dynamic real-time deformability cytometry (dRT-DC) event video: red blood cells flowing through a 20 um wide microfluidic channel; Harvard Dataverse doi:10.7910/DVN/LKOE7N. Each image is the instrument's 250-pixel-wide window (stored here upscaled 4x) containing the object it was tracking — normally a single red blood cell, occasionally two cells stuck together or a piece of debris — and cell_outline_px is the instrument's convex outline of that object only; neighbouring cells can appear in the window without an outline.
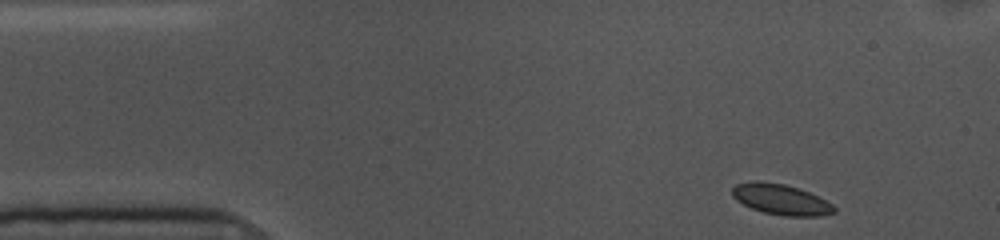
{"species": "common noctule bat (a hibernating species)", "species_latin": "Nyctalus noctula", "temperature_condition": "cold", "stored_images_in_passage": 50, "camera_frame_rate_fps": 3000, "um_per_image_px": 0.085, "animal": {"sex": "female", "body_mass_g": 10.0, "forearm_length_mm": 53.1}, "frame": {"image": 1, "passage_image": 1, "time_ms": 0.0, "image_size_px": [1000, 240], "cell_outline_px": [[836, 212], [820, 216], [784, 216], [764, 212], [752, 208], [736, 200], [732, 196], [732, 188], [736, 184], [756, 180], [760, 180], [784, 184], [800, 188], [832, 204], [836, 208]], "centroid_in_image_um": [66.36, 16.94], "position_along_channel_um": 18.6, "area_um2": 18.15}}
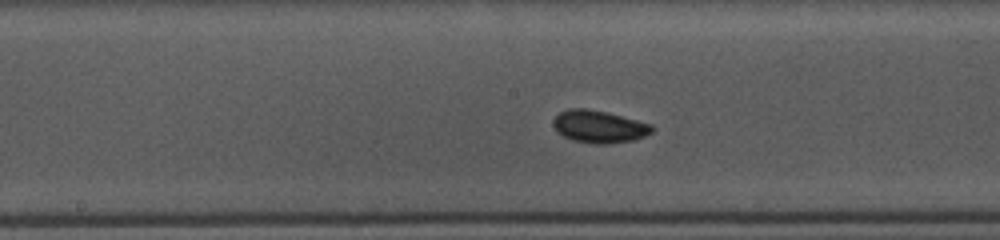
{"frame": {"image": 2, "passage_image": 22, "time_ms": 7.0, "image_size_px": [1000, 240], "cell_outline_px": [[652, 132], [644, 136], [632, 140], [608, 144], [596, 144], [572, 140], [556, 132], [552, 124], [552, 120], [560, 112], [568, 108], [588, 108], [608, 112], [652, 124]], "centroid_in_image_um": [50.88, 10.75], "position_along_channel_um": 197.3, "area_um2": 18.79}}
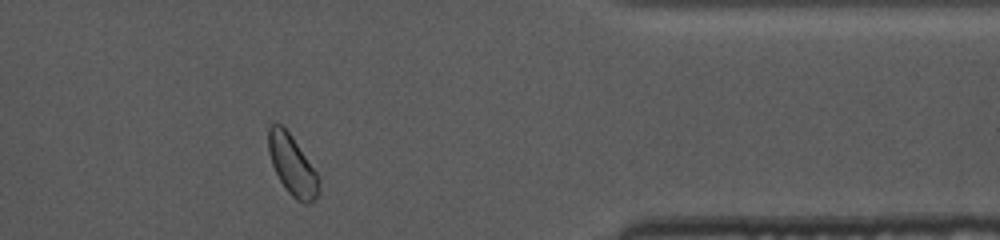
{"frame": {"image": 3, "passage_image": 40, "time_ms": 13.0, "image_size_px": [1000, 240], "cell_outline_px": [[320, 192], [308, 204], [304, 204], [296, 200], [288, 192], [280, 180], [272, 164], [268, 152], [268, 128], [272, 124], [280, 124], [292, 136], [316, 172], [320, 180]], "centroid_in_image_um": [24.84, 14.06], "position_along_channel_um": 386.6, "area_um2": 17.46}}